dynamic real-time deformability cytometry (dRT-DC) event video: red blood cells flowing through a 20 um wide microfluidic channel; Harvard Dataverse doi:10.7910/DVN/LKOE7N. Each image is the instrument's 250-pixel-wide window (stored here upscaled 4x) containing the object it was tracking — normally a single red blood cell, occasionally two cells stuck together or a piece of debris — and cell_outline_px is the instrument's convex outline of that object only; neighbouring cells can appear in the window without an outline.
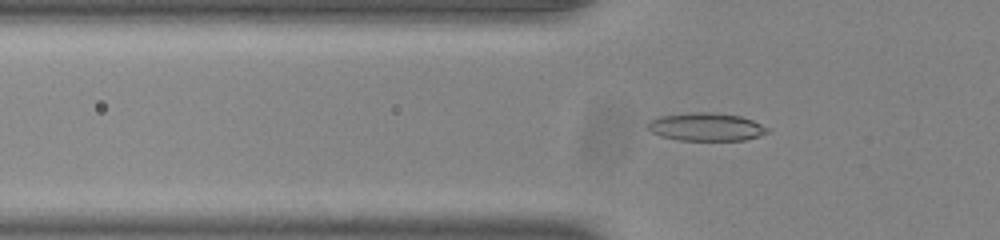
{"species": "common noctule bat (a hibernating species)", "species_latin": "Nyctalus noctula", "temperature_condition": "room temperature", "stored_images_in_passage": 53, "camera_frame_rate_fps": 3000, "um_per_image_px": 0.085, "animal": {"sex": "male", "body_mass_g": 20.0, "forearm_length_mm": 53.3}, "frame": {"image": 1, "passage_image": 18, "time_ms": 5.667, "image_size_px": [1000, 240], "cell_outline_px": [[768, 132], [760, 136], [744, 140], [680, 140], [660, 136], [652, 132], [648, 128], [648, 124], [652, 120], [660, 116], [688, 112], [712, 112], [740, 116], [752, 120], [768, 128]], "centroid_in_image_um": [60.02, 10.78], "position_along_channel_um": 65.8, "area_um2": 19.42}}
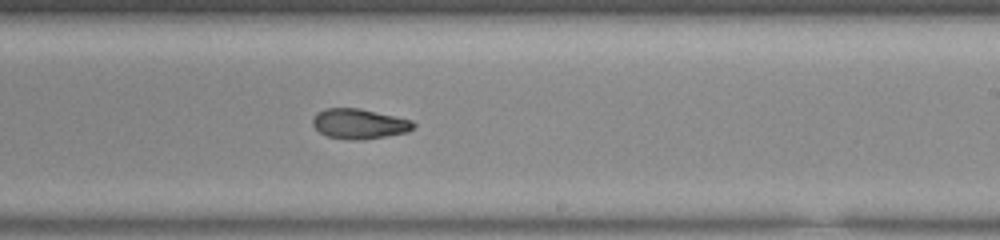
{"frame": {"image": 2, "passage_image": 33, "time_ms": 10.667, "image_size_px": [1000, 240], "cell_outline_px": [[416, 124], [408, 132], [364, 140], [348, 140], [328, 136], [320, 132], [312, 124], [312, 120], [316, 112], [324, 108], [360, 108], [412, 120]], "centroid_in_image_um": [30.52, 10.52], "position_along_channel_um": 258.5, "area_um2": 17.74}}
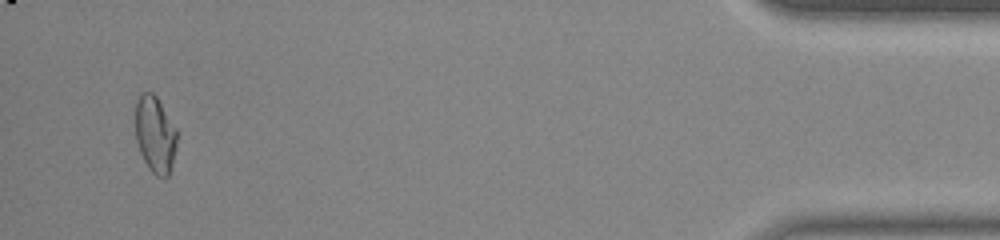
{"frame": {"image": 3, "passage_image": 51, "time_ms": 16.667, "image_size_px": [1000, 240], "cell_outline_px": [[176, 148], [172, 164], [168, 176], [156, 176], [148, 168], [140, 152], [136, 140], [136, 100], [140, 92], [152, 92], [156, 96], [176, 128]], "centroid_in_image_um": [13.17, 11.41], "position_along_channel_um": 422.0, "area_um2": 18.44}}